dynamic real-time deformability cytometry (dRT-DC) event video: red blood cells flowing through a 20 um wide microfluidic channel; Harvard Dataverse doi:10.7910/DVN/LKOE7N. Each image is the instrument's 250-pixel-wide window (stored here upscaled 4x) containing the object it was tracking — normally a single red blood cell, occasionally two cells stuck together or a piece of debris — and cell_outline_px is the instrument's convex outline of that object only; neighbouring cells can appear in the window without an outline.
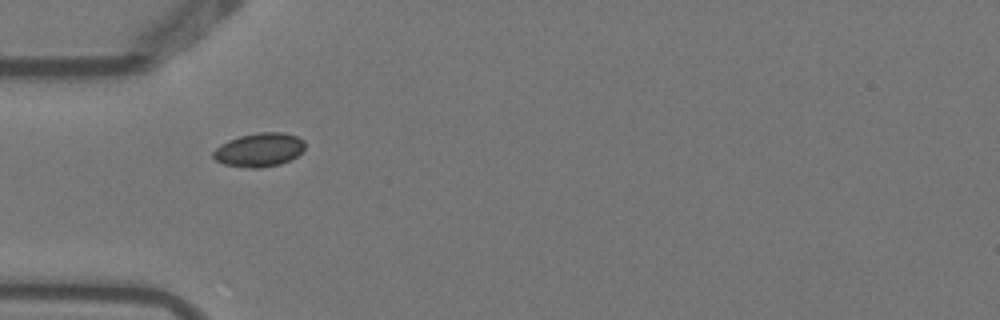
{"species": "Egyptian fruit bat (a non-hibernating species)", "species_latin": "Rousettus aegyptiacus", "temperature_condition": "warm", "stored_images_in_passage": 4, "camera_frame_rate_fps": 3000, "um_per_image_px": 0.085, "animal": {"sex": "female"}, "frame": {"image": 1, "passage_image": 1, "time_ms": 0.0, "image_size_px": [1000, 320], "cell_outline_px": [[304, 148], [296, 156], [280, 164], [260, 168], [252, 168], [224, 164], [216, 160], [212, 156], [212, 152], [220, 144], [228, 140], [240, 136], [260, 132], [284, 132], [296, 136], [304, 140]], "centroid_in_image_um": [22.02, 12.73], "position_along_channel_um": 63.0, "area_um2": 17.92}}
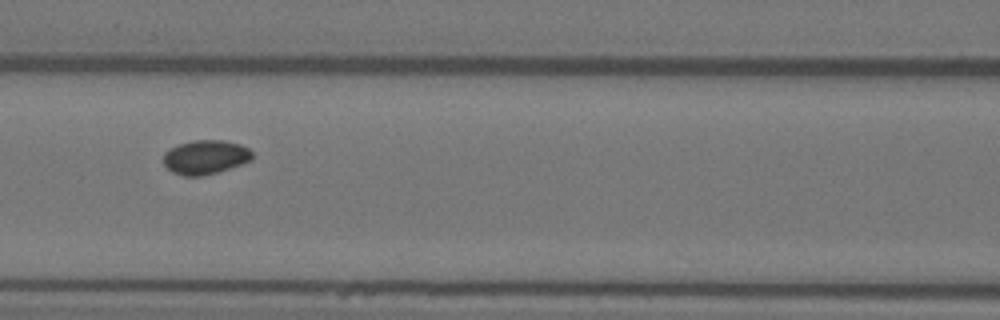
{"frame": {"image": 2, "passage_image": 3, "time_ms": 0.667, "image_size_px": [1000, 320], "cell_outline_px": [[252, 160], [216, 172], [200, 176], [184, 176], [172, 172], [164, 164], [164, 152], [180, 144], [192, 140], [224, 140], [240, 144], [248, 148], [252, 152]], "centroid_in_image_um": [17.46, 13.35], "position_along_channel_um": 149.1, "area_um2": 17.46}}
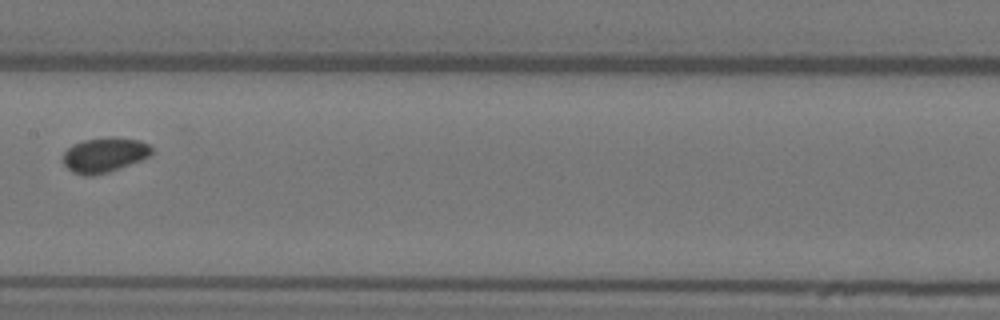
{"frame": {"image": 3, "passage_image": 4, "time_ms": 1.0, "image_size_px": [1000, 320], "cell_outline_px": [[152, 156], [108, 172], [92, 176], [84, 176], [72, 172], [64, 164], [64, 152], [72, 144], [84, 140], [112, 136], [140, 140], [148, 144], [152, 148]], "centroid_in_image_um": [8.89, 13.16], "position_along_channel_um": 198.5, "area_um2": 18.09}}